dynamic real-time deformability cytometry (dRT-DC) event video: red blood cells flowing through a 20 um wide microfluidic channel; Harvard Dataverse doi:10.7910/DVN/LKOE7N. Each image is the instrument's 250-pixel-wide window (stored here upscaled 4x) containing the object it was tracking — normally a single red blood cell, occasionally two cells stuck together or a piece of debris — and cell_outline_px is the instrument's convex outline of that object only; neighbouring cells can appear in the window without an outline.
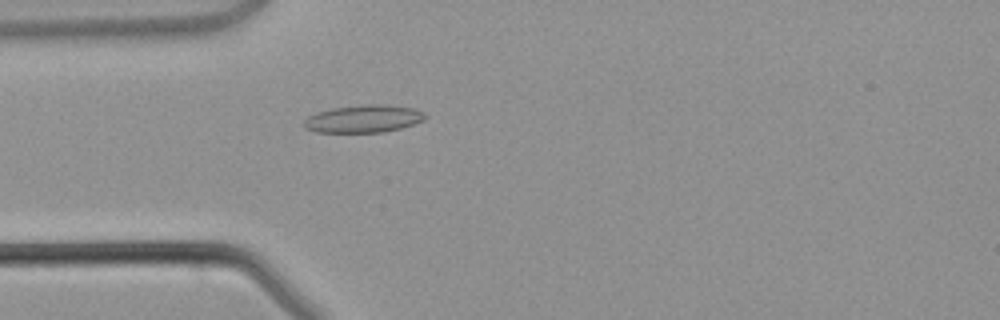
{"species": "common noctule bat (a hibernating species)", "species_latin": "Nyctalus noctula", "temperature_condition": "warm", "stored_images_in_passage": 39, "camera_frame_rate_fps": 3000, "um_per_image_px": 0.085, "animal": {"sex": "male", "body_mass_g": 21.5, "forearm_length_mm": 52.0}, "frame": {"image": 1, "passage_image": 7, "time_ms": 2.0, "image_size_px": [1000, 320], "cell_outline_px": [[424, 120], [400, 128], [384, 132], [316, 132], [304, 128], [304, 120], [308, 116], [316, 112], [332, 108], [364, 104], [384, 104], [412, 108], [424, 112]], "centroid_in_image_um": [30.86, 10.09], "position_along_channel_um": 54.1, "area_um2": 19.42}}
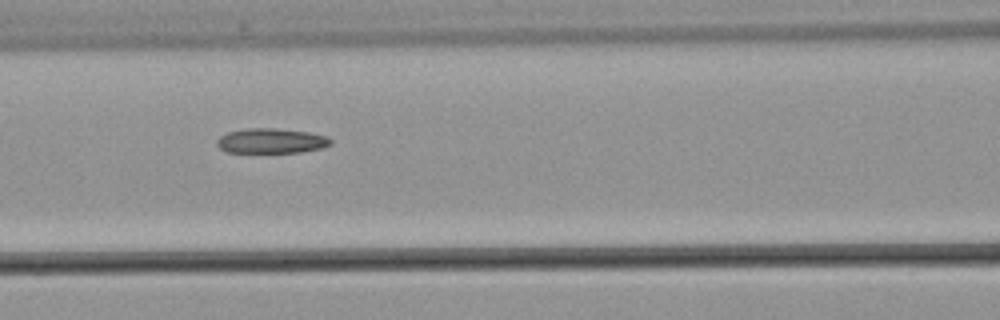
{"frame": {"image": 2, "passage_image": 13, "time_ms": 4.0, "image_size_px": [1000, 320], "cell_outline_px": [[332, 144], [320, 148], [300, 152], [228, 152], [220, 148], [216, 144], [216, 140], [220, 136], [228, 132], [248, 128], [272, 128], [308, 132], [328, 136], [332, 140]], "centroid_in_image_um": [23.06, 11.97], "position_along_channel_um": 143.5, "area_um2": 16.42}}
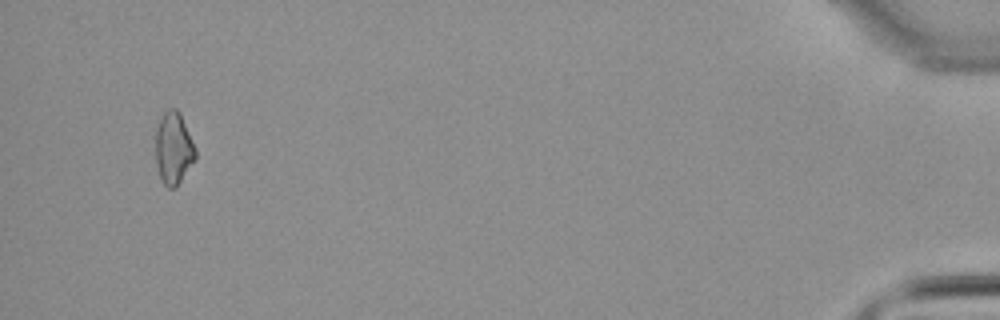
{"frame": {"image": 3, "passage_image": 37, "time_ms": 12.0, "image_size_px": [1000, 320], "cell_outline_px": [[196, 156], [176, 188], [168, 188], [164, 184], [160, 176], [156, 164], [156, 128], [164, 112], [168, 108], [176, 108], [180, 112], [196, 148]], "centroid_in_image_um": [14.75, 12.58], "position_along_channel_um": 420.5, "area_um2": 16.65}}